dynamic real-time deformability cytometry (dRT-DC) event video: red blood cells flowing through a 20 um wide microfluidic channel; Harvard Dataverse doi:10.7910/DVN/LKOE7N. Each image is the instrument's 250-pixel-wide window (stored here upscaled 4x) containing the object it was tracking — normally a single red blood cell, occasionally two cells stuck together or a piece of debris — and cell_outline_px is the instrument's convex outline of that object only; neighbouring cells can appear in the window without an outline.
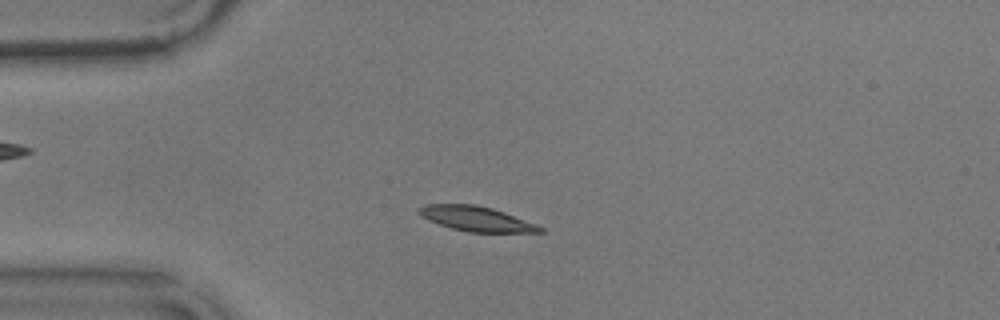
{"species": "common noctule bat (a hibernating species)", "species_latin": "Nyctalus noctula", "temperature_condition": "warm", "stored_images_in_passage": 55, "camera_frame_rate_fps": 3000, "um_per_image_px": 0.085, "animal": {"sex": "male", "body_mass_g": 17.9}, "frame": {"image": 1, "passage_image": 13, "time_ms": 4.0, "image_size_px": [1000, 320], "cell_outline_px": [[544, 232], [468, 232], [452, 228], [428, 220], [416, 212], [416, 208], [424, 204], [476, 204], [492, 208], [504, 212], [536, 224], [544, 228]], "centroid_in_image_um": [40.45, 18.58], "position_along_channel_um": 44.6, "area_um2": 17.51}}
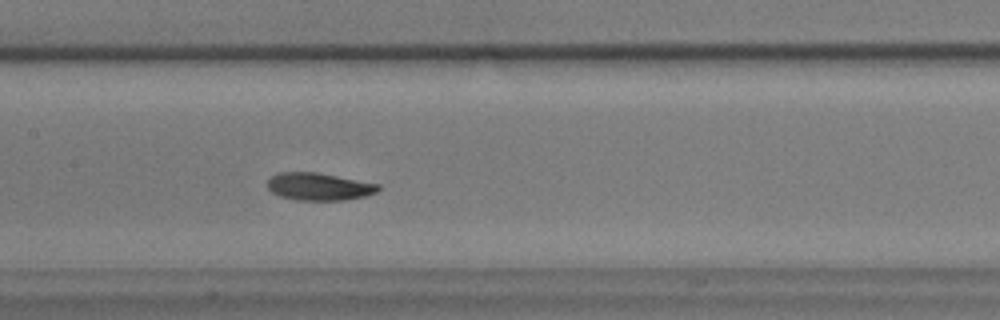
{"frame": {"image": 2, "passage_image": 26, "time_ms": 8.333, "image_size_px": [1000, 320], "cell_outline_px": [[380, 188], [376, 192], [364, 196], [344, 200], [296, 200], [280, 196], [272, 192], [268, 188], [268, 180], [272, 176], [280, 172], [316, 172], [380, 184]], "centroid_in_image_um": [27.11, 15.86], "position_along_channel_um": 180.3, "area_um2": 17.63}}
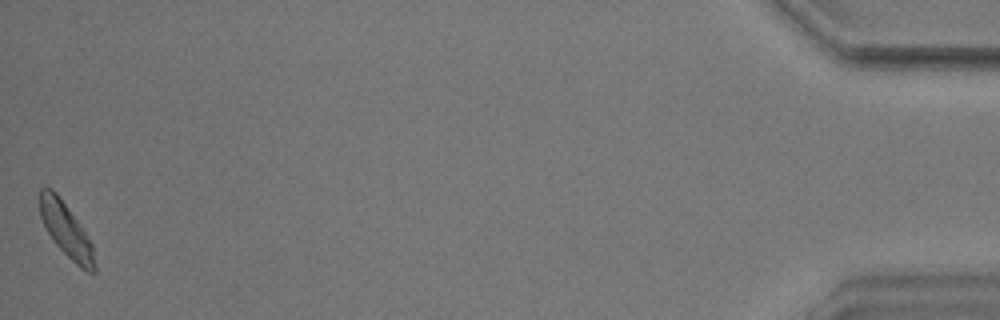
{"frame": {"image": 3, "passage_image": 55, "time_ms": 18.0, "image_size_px": [1000, 320], "cell_outline_px": [[96, 272], [88, 272], [80, 268], [56, 244], [48, 232], [40, 216], [36, 196], [40, 188], [52, 188], [56, 192], [80, 224], [88, 236], [92, 244], [96, 268]], "centroid_in_image_um": [5.58, 19.5], "position_along_channel_um": 429.6, "area_um2": 17.34}, "authors_computed_cell_mechanics": {"area_um2": 17.6868, "velocity_mm_per_s": 3.553, "shape_relaxation_time_tau1_ms": 3.1065, "shape_relaxation_time_tau2_ms": 4.0044, "deformation_change_tau1": 0.1294, "deformation_change_tau2": 0.0523}}